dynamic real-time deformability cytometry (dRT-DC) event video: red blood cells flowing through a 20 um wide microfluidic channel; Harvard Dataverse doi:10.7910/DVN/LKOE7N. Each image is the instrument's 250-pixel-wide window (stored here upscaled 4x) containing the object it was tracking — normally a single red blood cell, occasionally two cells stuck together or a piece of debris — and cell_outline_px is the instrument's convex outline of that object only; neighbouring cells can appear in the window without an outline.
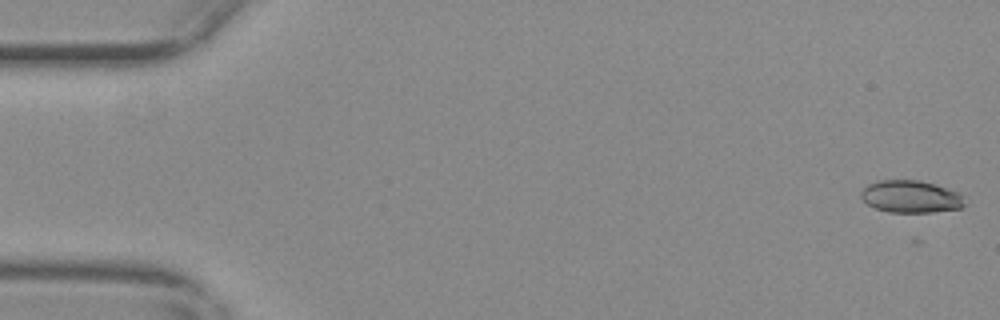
{"species": "common noctule bat (a hibernating species)", "species_latin": "Nyctalus noctula", "temperature_condition": "warm", "stored_images_in_passage": 15, "camera_frame_rate_fps": 3000, "um_per_image_px": 0.085, "animal": {"sex": "female", "body_mass_g": 29.2, "forearm_length_mm": 56.3}, "frame": {"image": 1, "passage_image": 1, "time_ms": 0.0, "image_size_px": [1000, 320], "cell_outline_px": [[968, 204], [964, 208], [932, 212], [888, 212], [876, 208], [868, 204], [860, 196], [860, 192], [868, 184], [880, 180], [920, 180], [936, 184], [960, 192], [968, 196]], "centroid_in_image_um": [77.54, 16.71], "position_along_channel_um": 7.5, "area_um2": 20.06}}
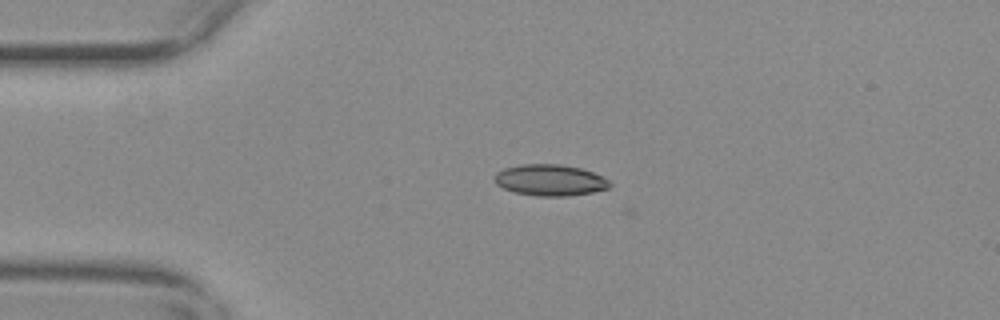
{"frame": {"image": 2, "passage_image": 13, "time_ms": 4.0, "image_size_px": [1000, 320], "cell_outline_px": [[612, 188], [592, 192], [568, 196], [536, 196], [516, 192], [504, 188], [496, 184], [492, 176], [496, 172], [504, 168], [524, 164], [560, 164], [580, 168], [592, 172], [608, 180], [612, 184]], "centroid_in_image_um": [46.75, 15.31], "position_along_channel_um": 38.3, "area_um2": 21.04}}